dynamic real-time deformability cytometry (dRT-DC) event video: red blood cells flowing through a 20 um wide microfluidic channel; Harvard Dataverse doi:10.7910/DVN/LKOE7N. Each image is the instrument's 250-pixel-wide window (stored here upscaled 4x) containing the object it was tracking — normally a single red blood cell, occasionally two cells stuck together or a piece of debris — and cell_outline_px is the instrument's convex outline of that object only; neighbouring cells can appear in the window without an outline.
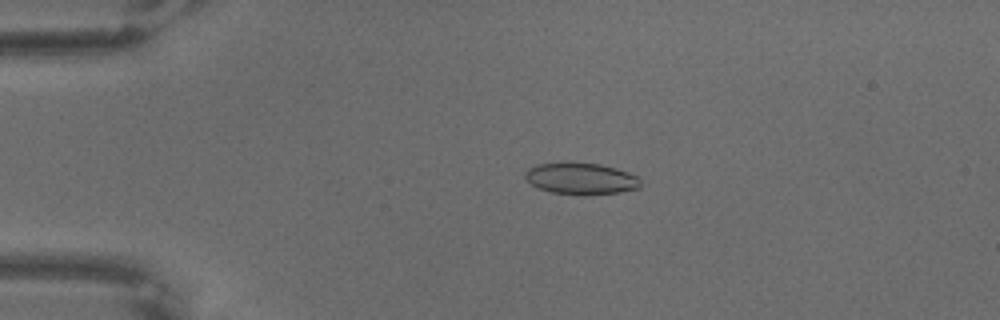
{"species": "common noctule bat (a hibernating species)", "species_latin": "Nyctalus noctula", "temperature_condition": "warm", "stored_images_in_passage": 66, "camera_frame_rate_fps": 3000, "um_per_image_px": 0.085, "animal": {"sex": "male", "body_mass_g": 18.8}, "frame": {"image": 1, "passage_image": 15, "time_ms": 4.667, "image_size_px": [1000, 320], "cell_outline_px": [[640, 188], [620, 192], [584, 196], [552, 192], [540, 188], [532, 184], [524, 176], [524, 172], [528, 168], [536, 164], [568, 160], [572, 160], [600, 164], [616, 168], [628, 172], [636, 176], [640, 180]], "centroid_in_image_um": [49.36, 15.15], "position_along_channel_um": 35.6, "area_um2": 21.91}}
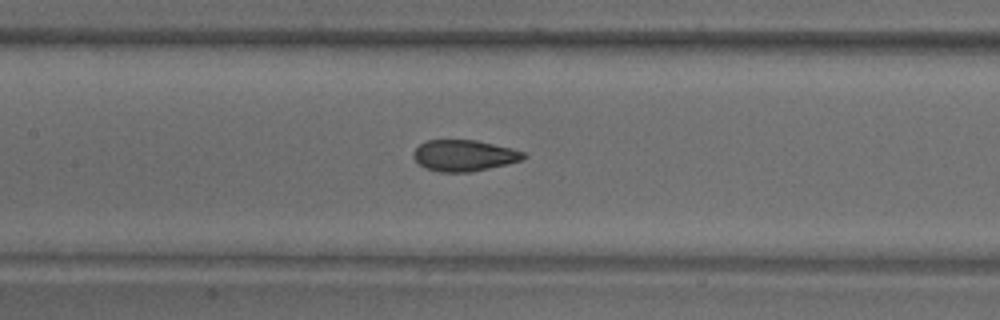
{"frame": {"image": 2, "passage_image": 32, "time_ms": 10.333, "image_size_px": [1000, 320], "cell_outline_px": [[528, 156], [524, 160], [508, 164], [472, 172], [440, 172], [424, 168], [412, 156], [412, 152], [420, 144], [428, 140], [476, 140], [512, 148], [524, 152]], "centroid_in_image_um": [39.47, 13.22], "position_along_channel_um": 167.9, "area_um2": 20.23}}
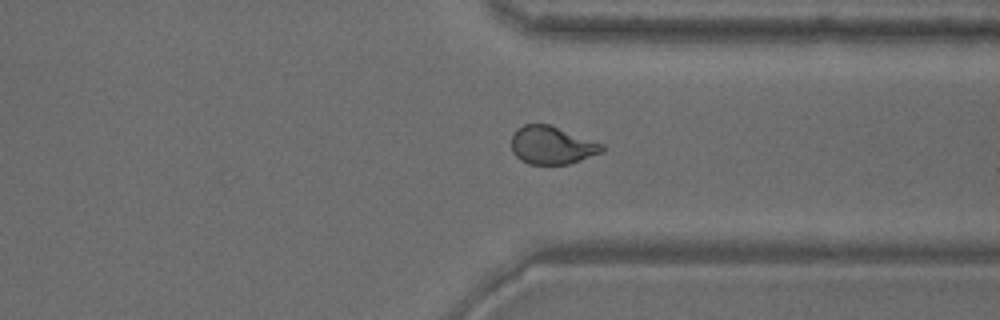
{"frame": {"image": 3, "passage_image": 51, "time_ms": 16.667, "image_size_px": [1000, 320], "cell_outline_px": [[604, 152], [568, 164], [528, 164], [520, 160], [512, 152], [512, 136], [516, 128], [524, 124], [548, 124], [604, 144]], "centroid_in_image_um": [46.9, 12.35], "position_along_channel_um": 364.5, "area_um2": 20.06}}